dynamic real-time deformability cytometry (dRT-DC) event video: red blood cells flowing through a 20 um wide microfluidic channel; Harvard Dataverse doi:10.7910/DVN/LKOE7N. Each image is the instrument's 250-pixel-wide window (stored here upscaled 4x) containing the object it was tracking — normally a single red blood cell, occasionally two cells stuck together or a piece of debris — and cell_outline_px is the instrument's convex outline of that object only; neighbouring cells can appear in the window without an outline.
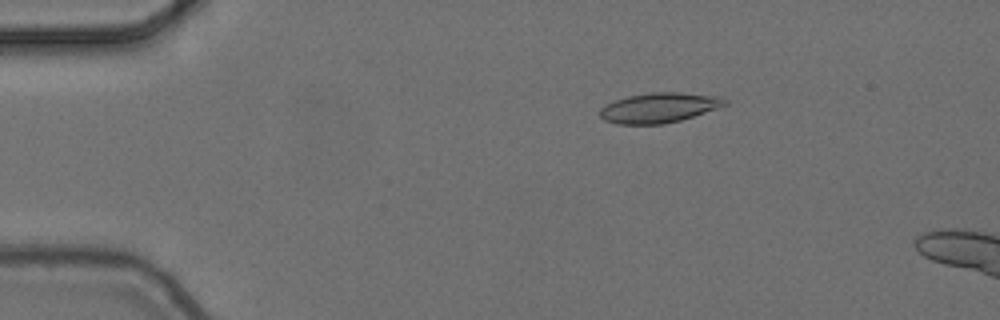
{"species": "common noctule bat (a hibernating species)", "species_latin": "Nyctalus noctula", "temperature_condition": "cold", "stored_images_in_passage": 5, "camera_frame_rate_fps": 3000, "um_per_image_px": 0.085, "animal": {"sex": "female", "body_mass_g": 24.6, "forearm_length_mm": 56.2}, "frame": {"image": 1, "passage_image": 3, "time_ms": 0.667, "image_size_px": [1000, 320], "cell_outline_px": [[728, 104], [720, 108], [680, 120], [664, 124], [616, 124], [604, 120], [600, 116], [600, 108], [616, 100], [628, 96], [652, 92], [680, 92], [724, 96], [728, 100]], "centroid_in_image_um": [56.1, 9.15], "position_along_channel_um": 28.9, "area_um2": 22.02}}